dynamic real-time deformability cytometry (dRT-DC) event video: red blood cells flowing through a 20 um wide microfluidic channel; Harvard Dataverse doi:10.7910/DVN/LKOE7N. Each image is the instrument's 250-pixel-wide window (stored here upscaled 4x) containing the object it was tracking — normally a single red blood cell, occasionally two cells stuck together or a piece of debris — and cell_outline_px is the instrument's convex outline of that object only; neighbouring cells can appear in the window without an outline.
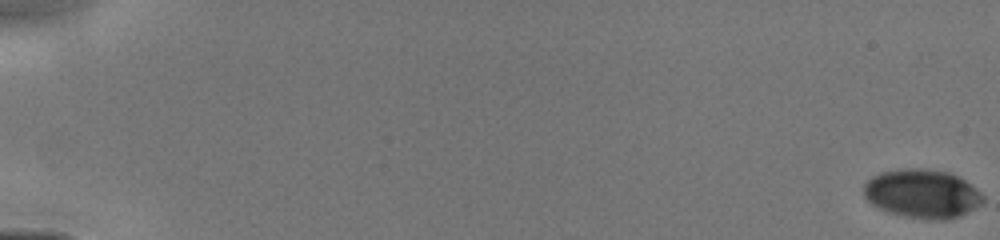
{"species": "human", "species_latin": "Homo sapiens", "temperature_condition": "cold", "stored_images_in_passage": 18, "camera_frame_rate_fps": 3000, "um_per_image_px": 0.085, "donor": {"sex": "male"}, "frame": {"image": 1, "passage_image": 1, "time_ms": 0.0, "image_size_px": [1000, 240], "cell_outline_px": [[984, 204], [960, 216], [944, 220], [928, 220], [888, 212], [876, 208], [864, 196], [864, 184], [872, 176], [880, 172], [900, 168], [920, 168], [948, 172], [964, 180], [976, 188], [984, 196]], "centroid_in_image_um": [78.39, 16.47], "position_along_channel_um": 6.6, "area_um2": 34.1}}
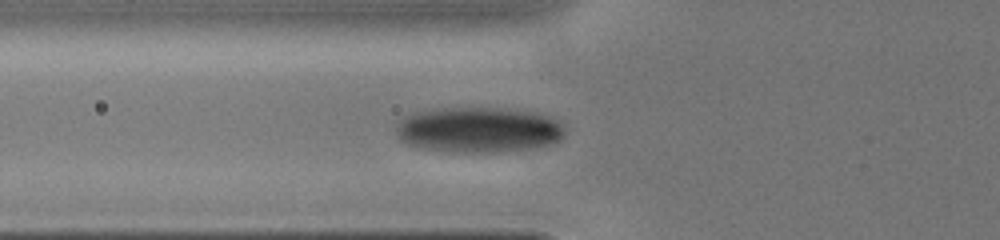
{"frame": {"image": 2, "passage_image": 15, "time_ms": 6.333, "image_size_px": [1000, 240], "cell_outline_px": [[568, 132], [560, 140], [544, 144], [524, 148], [500, 152], [452, 152], [424, 148], [408, 144], [400, 140], [396, 136], [396, 128], [400, 120], [404, 116], [412, 112], [432, 108], [508, 108], [540, 112], [552, 116], [560, 120], [564, 124]], "centroid_in_image_um": [40.7, 11.0], "position_along_channel_um": 85.1, "area_um2": 45.37}}
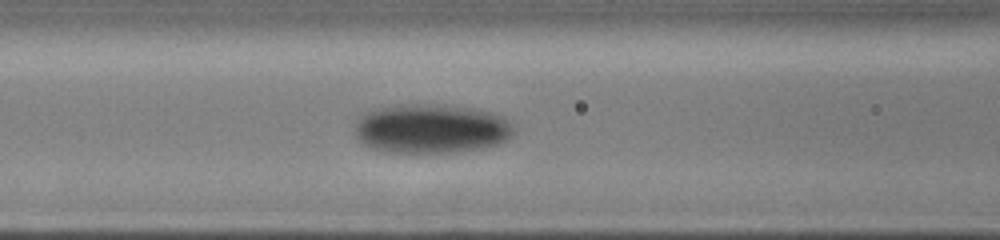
{"frame": {"image": 3, "passage_image": 18, "time_ms": 7.333, "image_size_px": [1000, 240], "cell_outline_px": [[516, 132], [508, 140], [496, 144], [476, 148], [452, 152], [388, 152], [368, 148], [356, 136], [356, 116], [372, 108], [396, 104], [444, 104], [476, 108], [504, 116], [512, 124]], "centroid_in_image_um": [36.62, 10.9], "position_along_channel_um": 130.0, "area_um2": 46.36}}